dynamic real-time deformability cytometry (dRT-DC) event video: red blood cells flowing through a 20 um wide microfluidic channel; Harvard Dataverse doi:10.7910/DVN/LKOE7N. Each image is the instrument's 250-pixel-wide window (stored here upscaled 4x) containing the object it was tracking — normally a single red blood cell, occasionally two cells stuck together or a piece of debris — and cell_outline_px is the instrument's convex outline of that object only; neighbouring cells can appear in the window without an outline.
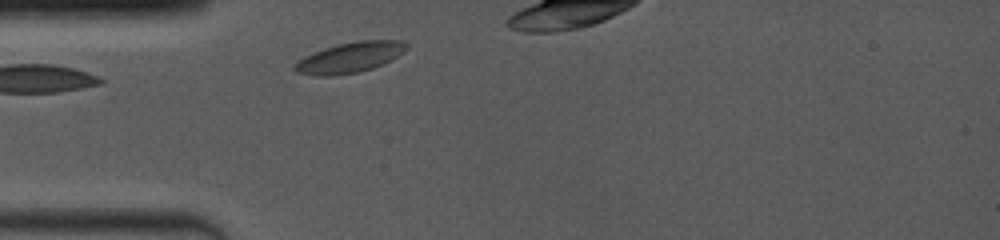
{"species": "common noctule bat (a hibernating species)", "species_latin": "Nyctalus noctula", "temperature_condition": "room temperature", "stored_images_in_passage": 10, "camera_frame_rate_fps": 4000, "um_per_image_px": 0.085, "animal": {"sex": "female", "body_mass_g": 19.0, "forearm_length_mm": 53.3}, "frame": {"image": 1, "passage_image": 1, "time_ms": 0.0, "image_size_px": [1000, 240], "cell_outline_px": [[408, 48], [404, 52], [372, 68], [356, 72], [332, 76], [316, 76], [296, 72], [292, 68], [292, 64], [304, 56], [324, 48], [356, 40], [404, 40], [408, 44]], "centroid_in_image_um": [29.7, 4.88], "position_along_channel_um": 55.3, "area_um2": 19.77}}
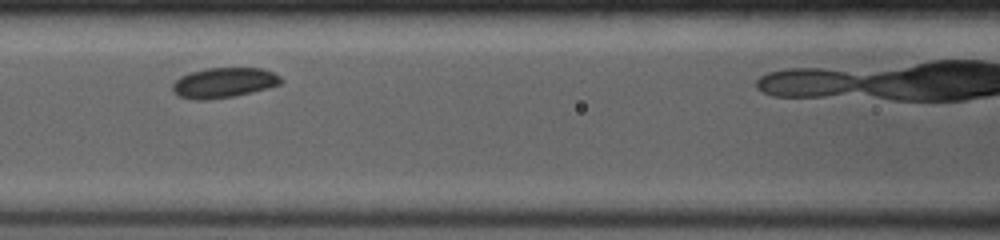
{"frame": {"image": 2, "passage_image": 7, "time_ms": 2.5, "image_size_px": [1000, 240], "cell_outline_px": [[284, 80], [280, 84], [268, 88], [252, 92], [232, 96], [208, 100], [196, 100], [180, 96], [172, 92], [172, 84], [180, 76], [192, 72], [208, 68], [260, 68], [272, 72], [280, 76]], "centroid_in_image_um": [19.02, 7.03], "position_along_channel_um": 147.6, "area_um2": 18.96}}
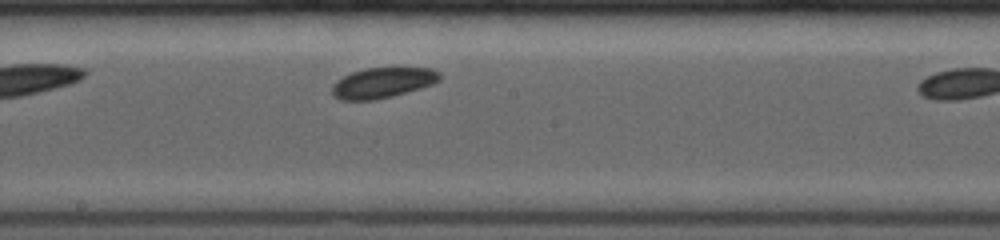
{"frame": {"image": 3, "passage_image": 10, "time_ms": 4.25, "image_size_px": [1000, 240], "cell_outline_px": [[440, 80], [432, 84], [420, 88], [392, 96], [376, 100], [340, 100], [332, 96], [332, 84], [336, 80], [352, 72], [368, 68], [432, 68], [440, 72]], "centroid_in_image_um": [32.5, 7.04], "position_along_channel_um": 215.7, "area_um2": 19.07}}